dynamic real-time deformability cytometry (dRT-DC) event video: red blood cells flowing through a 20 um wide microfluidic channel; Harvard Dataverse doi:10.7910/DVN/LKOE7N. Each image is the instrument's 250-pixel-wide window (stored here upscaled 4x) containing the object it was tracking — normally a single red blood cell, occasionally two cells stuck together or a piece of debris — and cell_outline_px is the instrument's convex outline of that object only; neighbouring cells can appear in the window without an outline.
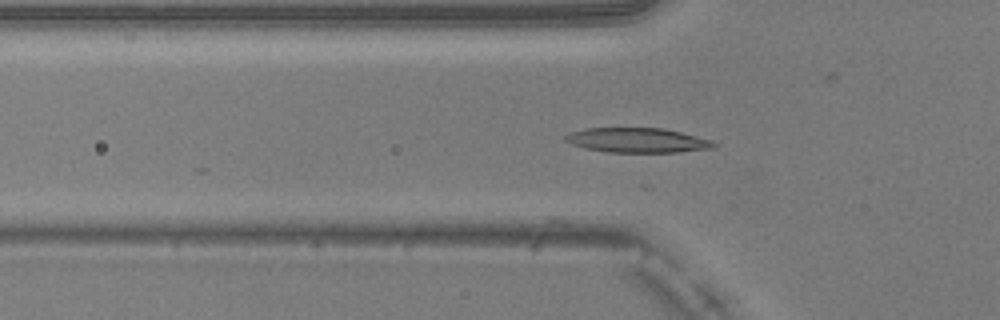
{"species": "common noctule bat (a hibernating species)", "species_latin": "Nyctalus noctula", "temperature_condition": "warm", "stored_images_in_passage": 17, "camera_frame_rate_fps": 3000, "um_per_image_px": 0.085, "animal": {"sex": "male", "body_mass_g": 20.5, "forearm_length_mm": 52.5}, "frame": {"image": 1, "passage_image": 17, "time_ms": 5.333, "image_size_px": [1000, 320], "cell_outline_px": [[716, 148], [680, 152], [608, 152], [584, 148], [572, 144], [564, 140], [564, 136], [572, 132], [588, 128], [664, 128], [712, 140], [716, 144]], "centroid_in_image_um": [54.2, 11.93], "position_along_channel_um": 71.6, "area_um2": 21.33}}